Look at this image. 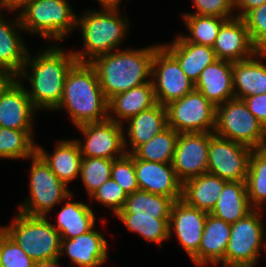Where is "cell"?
Segmentation results:
<instances>
[{"label":"cell","instance_id":"cell-1","mask_svg":"<svg viewBox=\"0 0 266 267\" xmlns=\"http://www.w3.org/2000/svg\"><path fill=\"white\" fill-rule=\"evenodd\" d=\"M48 45L46 49L34 55L35 57L29 52L22 71L16 76L20 82H24V79L30 82L31 89L26 86L25 89L37 111H54L58 107L66 75L77 62L71 50L65 52L66 50L56 46L57 44Z\"/></svg>","mask_w":266,"mask_h":267},{"label":"cell","instance_id":"cell-2","mask_svg":"<svg viewBox=\"0 0 266 267\" xmlns=\"http://www.w3.org/2000/svg\"><path fill=\"white\" fill-rule=\"evenodd\" d=\"M160 46L155 44L139 49H118L90 62L106 99L150 82L153 56Z\"/></svg>","mask_w":266,"mask_h":267},{"label":"cell","instance_id":"cell-3","mask_svg":"<svg viewBox=\"0 0 266 267\" xmlns=\"http://www.w3.org/2000/svg\"><path fill=\"white\" fill-rule=\"evenodd\" d=\"M60 109L67 111L75 127L108 118V100L90 63L76 62L68 71L61 102L54 111Z\"/></svg>","mask_w":266,"mask_h":267},{"label":"cell","instance_id":"cell-4","mask_svg":"<svg viewBox=\"0 0 266 267\" xmlns=\"http://www.w3.org/2000/svg\"><path fill=\"white\" fill-rule=\"evenodd\" d=\"M102 9L86 10L77 16L76 27L81 29L82 51H72L77 62L90 63L95 58L118 50L130 29L128 18L120 7L102 6Z\"/></svg>","mask_w":266,"mask_h":267},{"label":"cell","instance_id":"cell-5","mask_svg":"<svg viewBox=\"0 0 266 267\" xmlns=\"http://www.w3.org/2000/svg\"><path fill=\"white\" fill-rule=\"evenodd\" d=\"M18 12L24 32L60 42L76 29L77 16L67 0H32Z\"/></svg>","mask_w":266,"mask_h":267},{"label":"cell","instance_id":"cell-6","mask_svg":"<svg viewBox=\"0 0 266 267\" xmlns=\"http://www.w3.org/2000/svg\"><path fill=\"white\" fill-rule=\"evenodd\" d=\"M47 218L17 211L11 223L1 229L39 264L60 258L61 236Z\"/></svg>","mask_w":266,"mask_h":267},{"label":"cell","instance_id":"cell-7","mask_svg":"<svg viewBox=\"0 0 266 267\" xmlns=\"http://www.w3.org/2000/svg\"><path fill=\"white\" fill-rule=\"evenodd\" d=\"M29 195L18 207L19 212L30 216L48 217V213L71 195V190L50 169L36 152L30 157Z\"/></svg>","mask_w":266,"mask_h":267},{"label":"cell","instance_id":"cell-8","mask_svg":"<svg viewBox=\"0 0 266 267\" xmlns=\"http://www.w3.org/2000/svg\"><path fill=\"white\" fill-rule=\"evenodd\" d=\"M214 134L252 149L265 148L266 128L240 99L216 106Z\"/></svg>","mask_w":266,"mask_h":267},{"label":"cell","instance_id":"cell-9","mask_svg":"<svg viewBox=\"0 0 266 267\" xmlns=\"http://www.w3.org/2000/svg\"><path fill=\"white\" fill-rule=\"evenodd\" d=\"M262 213V209H253L231 224L222 267H256L261 248L265 249L266 240Z\"/></svg>","mask_w":266,"mask_h":267},{"label":"cell","instance_id":"cell-10","mask_svg":"<svg viewBox=\"0 0 266 267\" xmlns=\"http://www.w3.org/2000/svg\"><path fill=\"white\" fill-rule=\"evenodd\" d=\"M167 125L177 133H214L216 106L193 89L165 106Z\"/></svg>","mask_w":266,"mask_h":267},{"label":"cell","instance_id":"cell-11","mask_svg":"<svg viewBox=\"0 0 266 267\" xmlns=\"http://www.w3.org/2000/svg\"><path fill=\"white\" fill-rule=\"evenodd\" d=\"M252 148L209 133L208 171L221 179L245 182Z\"/></svg>","mask_w":266,"mask_h":267},{"label":"cell","instance_id":"cell-12","mask_svg":"<svg viewBox=\"0 0 266 267\" xmlns=\"http://www.w3.org/2000/svg\"><path fill=\"white\" fill-rule=\"evenodd\" d=\"M151 80L157 103L166 106L194 89L178 61L161 45L153 56Z\"/></svg>","mask_w":266,"mask_h":267},{"label":"cell","instance_id":"cell-13","mask_svg":"<svg viewBox=\"0 0 266 267\" xmlns=\"http://www.w3.org/2000/svg\"><path fill=\"white\" fill-rule=\"evenodd\" d=\"M123 124L107 118L101 122L87 123L76 127L84 142L75 139L82 157L115 160L126 154Z\"/></svg>","mask_w":266,"mask_h":267},{"label":"cell","instance_id":"cell-14","mask_svg":"<svg viewBox=\"0 0 266 267\" xmlns=\"http://www.w3.org/2000/svg\"><path fill=\"white\" fill-rule=\"evenodd\" d=\"M207 216V212L189 206L180 199L174 202L169 218V239L174 232L176 239L197 267L198 249Z\"/></svg>","mask_w":266,"mask_h":267},{"label":"cell","instance_id":"cell-15","mask_svg":"<svg viewBox=\"0 0 266 267\" xmlns=\"http://www.w3.org/2000/svg\"><path fill=\"white\" fill-rule=\"evenodd\" d=\"M208 151L209 133H179L172 165L182 183L207 173Z\"/></svg>","mask_w":266,"mask_h":267},{"label":"cell","instance_id":"cell-16","mask_svg":"<svg viewBox=\"0 0 266 267\" xmlns=\"http://www.w3.org/2000/svg\"><path fill=\"white\" fill-rule=\"evenodd\" d=\"M37 110L27 95L23 82H10L0 94V127L15 130H34Z\"/></svg>","mask_w":266,"mask_h":267},{"label":"cell","instance_id":"cell-17","mask_svg":"<svg viewBox=\"0 0 266 267\" xmlns=\"http://www.w3.org/2000/svg\"><path fill=\"white\" fill-rule=\"evenodd\" d=\"M134 167L139 190L180 200L182 182L178 179L172 163H158L137 159Z\"/></svg>","mask_w":266,"mask_h":267},{"label":"cell","instance_id":"cell-18","mask_svg":"<svg viewBox=\"0 0 266 267\" xmlns=\"http://www.w3.org/2000/svg\"><path fill=\"white\" fill-rule=\"evenodd\" d=\"M217 59L238 62L253 57L256 50L245 22L234 17L226 20L212 46Z\"/></svg>","mask_w":266,"mask_h":267},{"label":"cell","instance_id":"cell-19","mask_svg":"<svg viewBox=\"0 0 266 267\" xmlns=\"http://www.w3.org/2000/svg\"><path fill=\"white\" fill-rule=\"evenodd\" d=\"M93 227L72 239L61 238L60 258L65 253L78 267H100L108 259V242Z\"/></svg>","mask_w":266,"mask_h":267},{"label":"cell","instance_id":"cell-20","mask_svg":"<svg viewBox=\"0 0 266 267\" xmlns=\"http://www.w3.org/2000/svg\"><path fill=\"white\" fill-rule=\"evenodd\" d=\"M232 67L233 62L217 59L203 69L194 89L215 106L234 99Z\"/></svg>","mask_w":266,"mask_h":267},{"label":"cell","instance_id":"cell-21","mask_svg":"<svg viewBox=\"0 0 266 267\" xmlns=\"http://www.w3.org/2000/svg\"><path fill=\"white\" fill-rule=\"evenodd\" d=\"M127 122V130L124 131V146L126 154H132L139 146L147 143L168 127L166 108L157 103L152 108L132 116ZM129 148L131 149L129 150Z\"/></svg>","mask_w":266,"mask_h":267},{"label":"cell","instance_id":"cell-22","mask_svg":"<svg viewBox=\"0 0 266 267\" xmlns=\"http://www.w3.org/2000/svg\"><path fill=\"white\" fill-rule=\"evenodd\" d=\"M266 53L257 52L253 57L233 62L232 80L236 99L266 93Z\"/></svg>","mask_w":266,"mask_h":267},{"label":"cell","instance_id":"cell-23","mask_svg":"<svg viewBox=\"0 0 266 267\" xmlns=\"http://www.w3.org/2000/svg\"><path fill=\"white\" fill-rule=\"evenodd\" d=\"M161 45L178 61L183 72L194 84L203 69L217 60L211 46L186 42L180 34L171 43Z\"/></svg>","mask_w":266,"mask_h":267},{"label":"cell","instance_id":"cell-24","mask_svg":"<svg viewBox=\"0 0 266 267\" xmlns=\"http://www.w3.org/2000/svg\"><path fill=\"white\" fill-rule=\"evenodd\" d=\"M157 104L152 80L108 100V118L124 125L132 116ZM115 115V116H113Z\"/></svg>","mask_w":266,"mask_h":267},{"label":"cell","instance_id":"cell-25","mask_svg":"<svg viewBox=\"0 0 266 267\" xmlns=\"http://www.w3.org/2000/svg\"><path fill=\"white\" fill-rule=\"evenodd\" d=\"M51 154L37 144V153L48 164L51 171L67 186L80 176L82 154L75 139L56 141Z\"/></svg>","mask_w":266,"mask_h":267},{"label":"cell","instance_id":"cell-26","mask_svg":"<svg viewBox=\"0 0 266 267\" xmlns=\"http://www.w3.org/2000/svg\"><path fill=\"white\" fill-rule=\"evenodd\" d=\"M231 224L208 213L198 249V267L220 265L225 258Z\"/></svg>","mask_w":266,"mask_h":267},{"label":"cell","instance_id":"cell-27","mask_svg":"<svg viewBox=\"0 0 266 267\" xmlns=\"http://www.w3.org/2000/svg\"><path fill=\"white\" fill-rule=\"evenodd\" d=\"M0 13V60L3 64L17 76L24 67L27 55L29 53L20 30H23L20 24L18 13L15 18L8 20L3 18ZM18 28V29H17Z\"/></svg>","mask_w":266,"mask_h":267},{"label":"cell","instance_id":"cell-28","mask_svg":"<svg viewBox=\"0 0 266 267\" xmlns=\"http://www.w3.org/2000/svg\"><path fill=\"white\" fill-rule=\"evenodd\" d=\"M227 182L210 173L193 177L182 183L181 200L189 206L211 213Z\"/></svg>","mask_w":266,"mask_h":267},{"label":"cell","instance_id":"cell-29","mask_svg":"<svg viewBox=\"0 0 266 267\" xmlns=\"http://www.w3.org/2000/svg\"><path fill=\"white\" fill-rule=\"evenodd\" d=\"M73 195L71 193L64 200V205L58 212L56 224H52L60 233L61 238L72 239L95 227L96 216L94 210L86 203L73 202Z\"/></svg>","mask_w":266,"mask_h":267},{"label":"cell","instance_id":"cell-30","mask_svg":"<svg viewBox=\"0 0 266 267\" xmlns=\"http://www.w3.org/2000/svg\"><path fill=\"white\" fill-rule=\"evenodd\" d=\"M253 210L245 182L228 181L210 214L233 224Z\"/></svg>","mask_w":266,"mask_h":267},{"label":"cell","instance_id":"cell-31","mask_svg":"<svg viewBox=\"0 0 266 267\" xmlns=\"http://www.w3.org/2000/svg\"><path fill=\"white\" fill-rule=\"evenodd\" d=\"M175 200L144 190H136L128 195L124 208L118 214H135V216L170 218Z\"/></svg>","mask_w":266,"mask_h":267},{"label":"cell","instance_id":"cell-32","mask_svg":"<svg viewBox=\"0 0 266 267\" xmlns=\"http://www.w3.org/2000/svg\"><path fill=\"white\" fill-rule=\"evenodd\" d=\"M245 183L251 207L262 209L266 202V148L252 150Z\"/></svg>","mask_w":266,"mask_h":267},{"label":"cell","instance_id":"cell-33","mask_svg":"<svg viewBox=\"0 0 266 267\" xmlns=\"http://www.w3.org/2000/svg\"><path fill=\"white\" fill-rule=\"evenodd\" d=\"M33 132L0 127V158L29 160L37 151Z\"/></svg>","mask_w":266,"mask_h":267},{"label":"cell","instance_id":"cell-34","mask_svg":"<svg viewBox=\"0 0 266 267\" xmlns=\"http://www.w3.org/2000/svg\"><path fill=\"white\" fill-rule=\"evenodd\" d=\"M116 216L127 230L140 235L146 243H157L161 248L163 241L169 240V218L135 216V214H117Z\"/></svg>","mask_w":266,"mask_h":267},{"label":"cell","instance_id":"cell-35","mask_svg":"<svg viewBox=\"0 0 266 267\" xmlns=\"http://www.w3.org/2000/svg\"><path fill=\"white\" fill-rule=\"evenodd\" d=\"M179 133L167 127L147 143L139 146L132 154L140 160L172 163Z\"/></svg>","mask_w":266,"mask_h":267},{"label":"cell","instance_id":"cell-36","mask_svg":"<svg viewBox=\"0 0 266 267\" xmlns=\"http://www.w3.org/2000/svg\"><path fill=\"white\" fill-rule=\"evenodd\" d=\"M226 20L214 16L182 15V21L185 22L189 34H181L180 36L186 42L212 47L220 27Z\"/></svg>","mask_w":266,"mask_h":267},{"label":"cell","instance_id":"cell-37","mask_svg":"<svg viewBox=\"0 0 266 267\" xmlns=\"http://www.w3.org/2000/svg\"><path fill=\"white\" fill-rule=\"evenodd\" d=\"M113 160L104 158L82 157L80 176L90 197L99 187L111 178Z\"/></svg>","mask_w":266,"mask_h":267},{"label":"cell","instance_id":"cell-38","mask_svg":"<svg viewBox=\"0 0 266 267\" xmlns=\"http://www.w3.org/2000/svg\"><path fill=\"white\" fill-rule=\"evenodd\" d=\"M37 263L0 226V267H36Z\"/></svg>","mask_w":266,"mask_h":267},{"label":"cell","instance_id":"cell-39","mask_svg":"<svg viewBox=\"0 0 266 267\" xmlns=\"http://www.w3.org/2000/svg\"><path fill=\"white\" fill-rule=\"evenodd\" d=\"M242 19L256 50L266 53V3L248 11Z\"/></svg>","mask_w":266,"mask_h":267},{"label":"cell","instance_id":"cell-40","mask_svg":"<svg viewBox=\"0 0 266 267\" xmlns=\"http://www.w3.org/2000/svg\"><path fill=\"white\" fill-rule=\"evenodd\" d=\"M111 178L124 189L127 195L139 190L133 154H125L123 157L113 160Z\"/></svg>","mask_w":266,"mask_h":267},{"label":"cell","instance_id":"cell-41","mask_svg":"<svg viewBox=\"0 0 266 267\" xmlns=\"http://www.w3.org/2000/svg\"><path fill=\"white\" fill-rule=\"evenodd\" d=\"M128 195L112 178H109L89 198L100 202L104 207L113 211L116 216L123 208Z\"/></svg>","mask_w":266,"mask_h":267},{"label":"cell","instance_id":"cell-42","mask_svg":"<svg viewBox=\"0 0 266 267\" xmlns=\"http://www.w3.org/2000/svg\"><path fill=\"white\" fill-rule=\"evenodd\" d=\"M196 12L183 13L182 15L214 16L232 19L235 16L234 0H191ZM234 12V13H233ZM234 14V15H233Z\"/></svg>","mask_w":266,"mask_h":267},{"label":"cell","instance_id":"cell-43","mask_svg":"<svg viewBox=\"0 0 266 267\" xmlns=\"http://www.w3.org/2000/svg\"><path fill=\"white\" fill-rule=\"evenodd\" d=\"M250 112L266 128V93L249 96L242 99Z\"/></svg>","mask_w":266,"mask_h":267},{"label":"cell","instance_id":"cell-44","mask_svg":"<svg viewBox=\"0 0 266 267\" xmlns=\"http://www.w3.org/2000/svg\"><path fill=\"white\" fill-rule=\"evenodd\" d=\"M266 3V0H234V9L239 11L235 14L236 17L242 18L248 11L253 8L259 7Z\"/></svg>","mask_w":266,"mask_h":267},{"label":"cell","instance_id":"cell-45","mask_svg":"<svg viewBox=\"0 0 266 267\" xmlns=\"http://www.w3.org/2000/svg\"><path fill=\"white\" fill-rule=\"evenodd\" d=\"M0 77L1 78H16V76L3 64L0 60Z\"/></svg>","mask_w":266,"mask_h":267},{"label":"cell","instance_id":"cell-46","mask_svg":"<svg viewBox=\"0 0 266 267\" xmlns=\"http://www.w3.org/2000/svg\"><path fill=\"white\" fill-rule=\"evenodd\" d=\"M102 6L119 7L122 0H96Z\"/></svg>","mask_w":266,"mask_h":267},{"label":"cell","instance_id":"cell-47","mask_svg":"<svg viewBox=\"0 0 266 267\" xmlns=\"http://www.w3.org/2000/svg\"><path fill=\"white\" fill-rule=\"evenodd\" d=\"M4 9L13 12V0H0V13Z\"/></svg>","mask_w":266,"mask_h":267},{"label":"cell","instance_id":"cell-48","mask_svg":"<svg viewBox=\"0 0 266 267\" xmlns=\"http://www.w3.org/2000/svg\"><path fill=\"white\" fill-rule=\"evenodd\" d=\"M59 260H60V258L48 260L46 262H41V263L37 264L36 267H60Z\"/></svg>","mask_w":266,"mask_h":267},{"label":"cell","instance_id":"cell-49","mask_svg":"<svg viewBox=\"0 0 266 267\" xmlns=\"http://www.w3.org/2000/svg\"><path fill=\"white\" fill-rule=\"evenodd\" d=\"M32 0H13V12L15 10L21 9L26 3L30 2Z\"/></svg>","mask_w":266,"mask_h":267},{"label":"cell","instance_id":"cell-50","mask_svg":"<svg viewBox=\"0 0 266 267\" xmlns=\"http://www.w3.org/2000/svg\"><path fill=\"white\" fill-rule=\"evenodd\" d=\"M16 78H1L0 77V94L5 89V87Z\"/></svg>","mask_w":266,"mask_h":267}]
</instances>
